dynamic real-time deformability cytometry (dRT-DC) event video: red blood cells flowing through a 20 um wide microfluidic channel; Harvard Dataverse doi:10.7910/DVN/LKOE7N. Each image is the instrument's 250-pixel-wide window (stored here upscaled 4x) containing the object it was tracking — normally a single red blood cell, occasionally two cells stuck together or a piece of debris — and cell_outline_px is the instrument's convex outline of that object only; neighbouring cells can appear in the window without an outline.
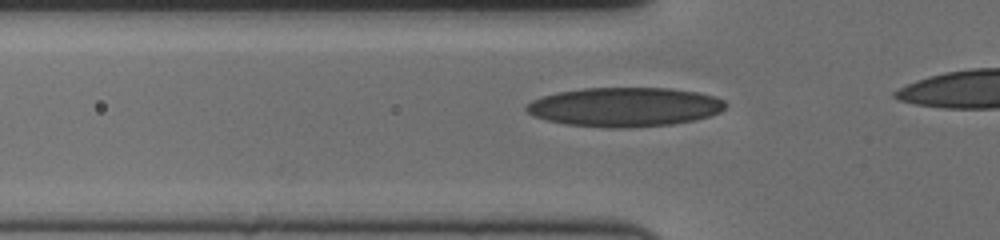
{"species": "human", "species_latin": "Homo sapiens", "temperature_condition": "cold", "stored_images_in_passage": 25, "camera_frame_rate_fps": 3000, "um_per_image_px": 0.085, "donor": {"sex": "female"}, "frame": {"image": 1, "passage_image": 15, "time_ms": 4.667, "image_size_px": [1000, 240], "cell_outline_px": [[728, 104], [720, 112], [712, 116], [696, 120], [672, 124], [620, 128], [608, 128], [568, 124], [544, 120], [532, 116], [524, 108], [524, 104], [540, 96], [556, 92], [584, 88], [672, 88], [700, 92], [716, 96], [724, 100]], "centroid_in_image_um": [53.1, 9.09], "position_along_channel_um": 72.7, "area_um2": 46.07}}
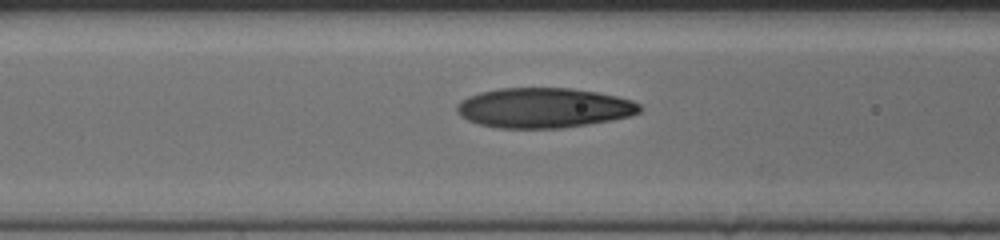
{"frame": {"image": 2, "passage_image": 19, "time_ms": 6.0, "image_size_px": [1000, 240], "cell_outline_px": [[644, 108], [640, 112], [628, 116], [612, 120], [564, 128], [496, 128], [480, 124], [468, 120], [460, 116], [456, 112], [456, 104], [460, 100], [468, 96], [480, 92], [500, 88], [572, 88], [596, 92], [616, 96], [632, 100], [640, 104]], "centroid_in_image_um": [46.2, 9.17], "position_along_channel_um": 120.4, "area_um2": 42.83}}
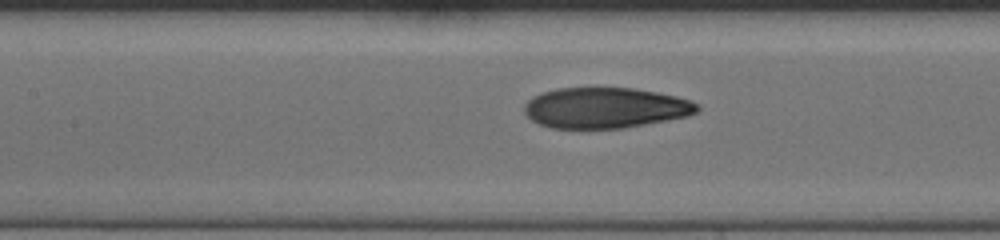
{"frame": {"image": 3, "passage_image": 22, "time_ms": 7.0, "image_size_px": [1000, 240], "cell_outline_px": [[700, 108], [696, 112], [688, 116], [668, 120], [624, 128], [552, 128], [540, 124], [532, 120], [524, 112], [524, 104], [532, 96], [540, 92], [556, 88], [636, 88], [676, 96], [692, 100], [700, 104]], "centroid_in_image_um": [51.46, 9.16], "position_along_channel_um": 155.9, "area_um2": 41.21}}